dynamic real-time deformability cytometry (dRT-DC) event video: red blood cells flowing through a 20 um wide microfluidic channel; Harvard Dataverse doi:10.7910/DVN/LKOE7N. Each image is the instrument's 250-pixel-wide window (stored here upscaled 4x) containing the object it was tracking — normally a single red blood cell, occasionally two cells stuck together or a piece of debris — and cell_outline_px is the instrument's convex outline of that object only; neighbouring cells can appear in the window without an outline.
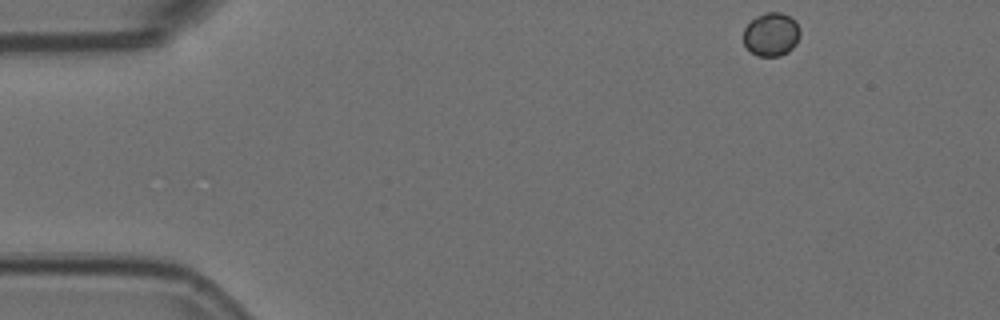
{"species": "Egyptian fruit bat (a non-hibernating species)", "species_latin": "Rousettus aegyptiacus", "temperature_condition": "room temperature", "stored_images_in_passage": 12, "camera_frame_rate_fps": 3000, "um_per_image_px": 0.085, "animal": {"sex": "female"}, "frame": {"image": 1, "passage_image": 1, "time_ms": 0.0, "image_size_px": [1000, 320], "cell_outline_px": [[800, 36], [796, 44], [788, 52], [780, 56], [756, 56], [744, 44], [744, 28], [756, 16], [764, 12], [780, 12], [796, 20], [800, 28]], "centroid_in_image_um": [65.58, 2.92], "position_along_channel_um": 19.4, "area_um2": 14.45}}
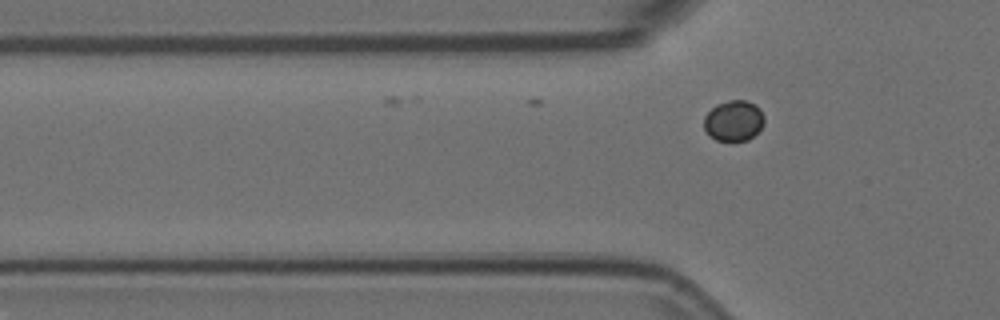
{"frame": {"image": 2, "passage_image": 12, "time_ms": 3.667, "image_size_px": [1000, 320], "cell_outline_px": [[764, 124], [748, 140], [732, 144], [716, 140], [708, 136], [704, 128], [704, 116], [716, 104], [728, 100], [744, 100], [756, 104], [760, 108], [764, 116]], "centroid_in_image_um": [62.35, 10.3], "position_along_channel_um": 63.5, "area_um2": 14.8}}